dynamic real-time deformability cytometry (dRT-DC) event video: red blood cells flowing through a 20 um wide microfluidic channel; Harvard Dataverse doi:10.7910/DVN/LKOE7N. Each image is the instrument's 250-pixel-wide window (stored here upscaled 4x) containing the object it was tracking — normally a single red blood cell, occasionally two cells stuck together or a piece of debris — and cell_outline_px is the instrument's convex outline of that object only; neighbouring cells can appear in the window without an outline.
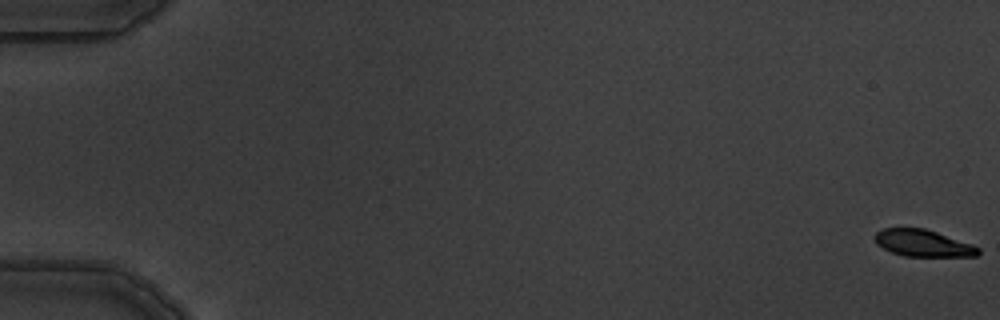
{"species": "common noctule bat (a hibernating species)", "species_latin": "Nyctalus noctula", "temperature_condition": "warm", "stored_images_in_passage": 5, "camera_frame_rate_fps": 3000, "um_per_image_px": 0.085, "animal": {"sex": "male", "body_mass_g": 19.5, "forearm_length_mm": 54.6}, "frame": {"image": 1, "passage_image": 1, "time_ms": 0.0, "image_size_px": [1000, 320], "cell_outline_px": [[980, 252], [976, 256], [904, 256], [892, 252], [876, 244], [872, 236], [876, 232], [884, 228], [924, 228], [972, 244], [980, 248]], "centroid_in_image_um": [78.42, 20.66], "position_along_channel_um": 6.6, "area_um2": 16.13}}